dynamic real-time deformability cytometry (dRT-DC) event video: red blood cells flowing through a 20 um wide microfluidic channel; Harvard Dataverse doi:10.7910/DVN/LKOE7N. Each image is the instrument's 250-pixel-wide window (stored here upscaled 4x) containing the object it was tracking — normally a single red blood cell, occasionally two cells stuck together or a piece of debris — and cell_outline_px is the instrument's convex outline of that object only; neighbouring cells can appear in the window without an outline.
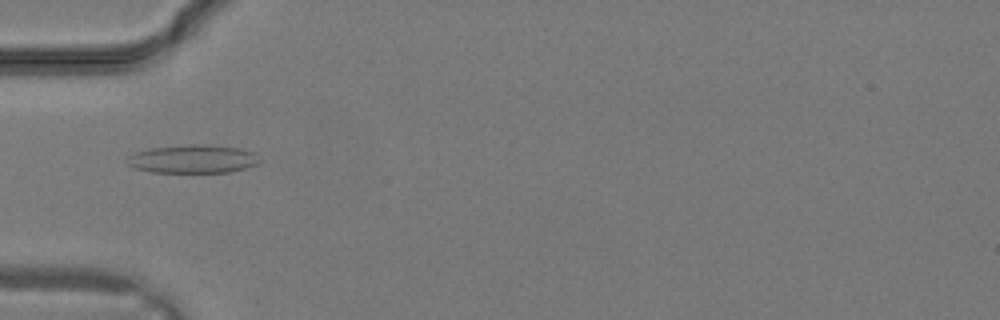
{"species": "common noctule bat (a hibernating species)", "species_latin": "Nyctalus noctula", "temperature_condition": "warm", "stored_images_in_passage": 19, "camera_frame_rate_fps": 3000, "um_per_image_px": 0.085, "animal": {"sex": "male", "body_mass_g": 19.2, "forearm_length_mm": 51.8}, "frame": {"image": 1, "passage_image": 1, "time_ms": 0.0, "image_size_px": [1000, 320], "cell_outline_px": [[264, 160], [260, 164], [228, 172], [152, 172], [136, 168], [128, 164], [128, 156], [136, 152], [152, 148], [188, 144], [208, 144], [240, 148], [256, 152]], "centroid_in_image_um": [16.51, 13.5], "position_along_channel_um": 68.5, "area_um2": 22.08}}
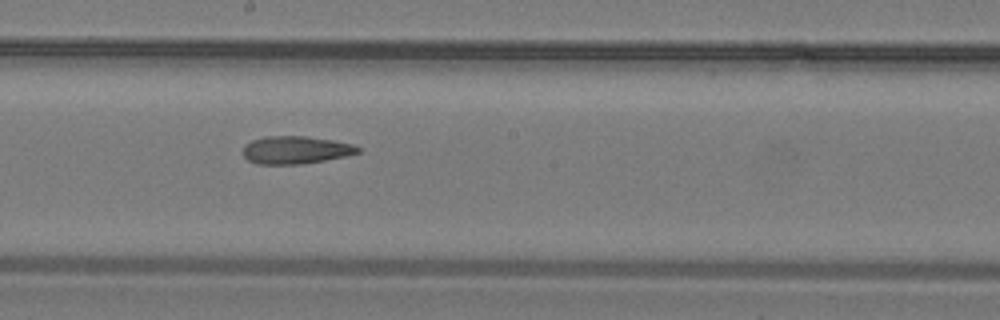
{"frame": {"image": 2, "passage_image": 8, "time_ms": 2.333, "image_size_px": [1000, 320], "cell_outline_px": [[360, 152], [344, 156], [324, 160], [300, 164], [256, 164], [248, 160], [244, 156], [244, 144], [252, 140], [264, 136], [304, 136], [332, 140], [352, 144], [360, 148]], "centroid_in_image_um": [25.09, 12.74], "position_along_channel_um": 223.1, "area_um2": 18.44}}
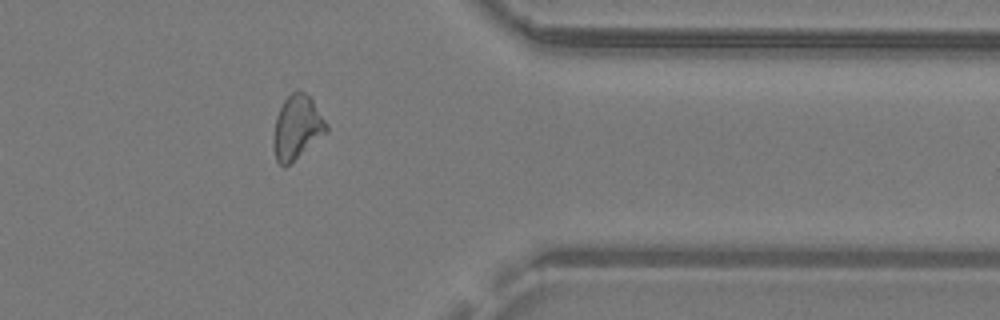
{"frame": {"image": 3, "passage_image": 16, "time_ms": 5.0, "image_size_px": [1000, 320], "cell_outline_px": [[328, 132], [284, 168], [276, 160], [272, 144], [272, 140], [276, 116], [284, 100], [296, 88], [304, 92], [312, 100], [328, 124]], "centroid_in_image_um": [25.23, 10.83], "position_along_channel_um": 386.2, "area_um2": 19.77}}